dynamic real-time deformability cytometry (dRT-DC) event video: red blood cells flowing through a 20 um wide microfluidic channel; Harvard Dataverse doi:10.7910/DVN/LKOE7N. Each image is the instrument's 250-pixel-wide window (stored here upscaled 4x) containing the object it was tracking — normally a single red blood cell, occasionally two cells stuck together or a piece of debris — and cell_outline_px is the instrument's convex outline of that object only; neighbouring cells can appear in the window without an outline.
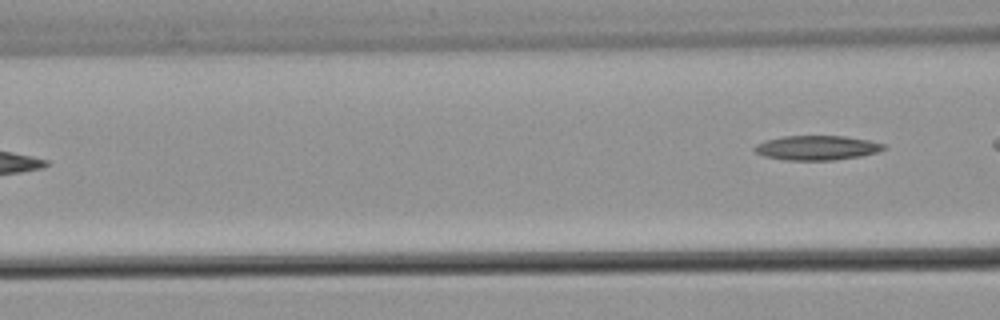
{"species": "common noctule bat (a hibernating species)", "species_latin": "Nyctalus noctula", "temperature_condition": "warm", "stored_images_in_passage": 9, "segment_of_instrument_passage": [2, 2], "camera_frame_rate_fps": 3000, "um_per_image_px": 0.085, "animal": {"sex": "male", "body_mass_g": 21.5, "forearm_length_mm": 52.0}, "frame": {"image": 1, "passage_image": 9, "time_ms": 10.667, "image_size_px": [1000, 320], "cell_outline_px": [[888, 148], [880, 152], [860, 156], [836, 160], [784, 160], [764, 156], [756, 152], [752, 148], [756, 144], [764, 140], [784, 136], [844, 136], [868, 140], [884, 144]], "centroid_in_image_um": [69.44, 12.56], "position_along_channel_um": 97.2, "area_um2": 18.61}}